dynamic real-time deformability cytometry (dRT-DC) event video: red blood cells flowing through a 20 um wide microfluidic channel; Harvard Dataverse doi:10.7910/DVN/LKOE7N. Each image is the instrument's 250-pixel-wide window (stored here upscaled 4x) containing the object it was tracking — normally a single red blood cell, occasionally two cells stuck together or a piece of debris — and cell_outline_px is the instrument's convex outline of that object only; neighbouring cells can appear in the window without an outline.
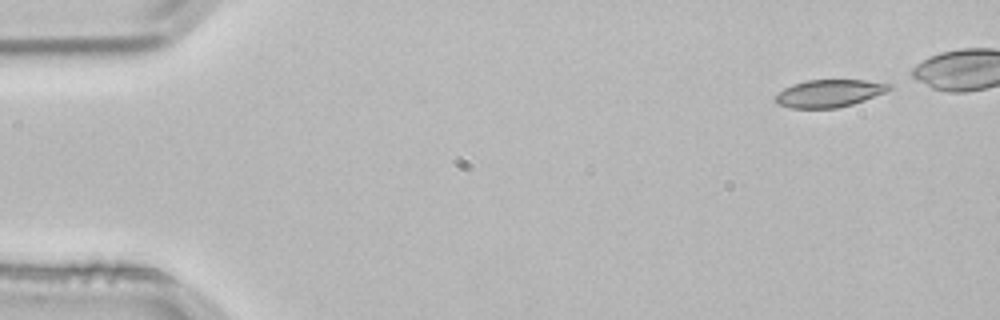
{"species": "common noctule bat (a hibernating species)", "species_latin": "Nyctalus noctula", "temperature_condition": "room temperature", "stored_images_in_passage": 4, "segment_of_instrument_passage": [1, 2], "camera_frame_rate_fps": 3000, "um_per_image_px": 0.085, "animal": {"sex": "male", "body_mass_g": 21.5, "forearm_length_mm": 52.0}, "frame": {"image": 1, "passage_image": 1, "time_ms": 0.0, "image_size_px": [1000, 320], "cell_outline_px": [[892, 88], [884, 92], [864, 100], [852, 104], [836, 108], [792, 108], [776, 104], [772, 100], [784, 88], [792, 84], [808, 80], [864, 80], [892, 84]], "centroid_in_image_um": [70.44, 7.93], "position_along_channel_um": 14.6, "area_um2": 18.15}}